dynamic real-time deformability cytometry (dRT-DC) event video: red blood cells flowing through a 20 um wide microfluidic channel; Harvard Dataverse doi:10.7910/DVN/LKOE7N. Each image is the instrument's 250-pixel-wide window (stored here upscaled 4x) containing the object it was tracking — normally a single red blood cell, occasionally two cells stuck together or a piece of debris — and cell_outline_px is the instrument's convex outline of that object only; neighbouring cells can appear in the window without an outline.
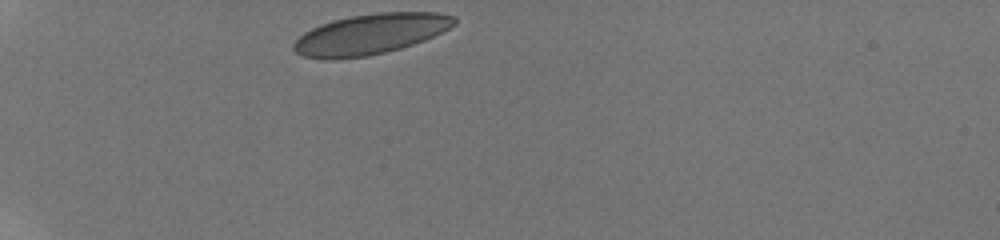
{"species": "human", "species_latin": "Homo sapiens", "temperature_condition": "room temperature", "stored_images_in_passage": 9, "camera_frame_rate_fps": 3000, "um_per_image_px": 0.085, "donor": {"sex": "male"}, "frame": {"image": 1, "passage_image": 1, "time_ms": 0.0, "image_size_px": [1000, 240], "cell_outline_px": [[456, 24], [424, 40], [400, 48], [368, 56], [332, 60], [304, 56], [296, 52], [292, 48], [292, 44], [304, 32], [320, 24], [332, 20], [352, 16], [376, 12], [436, 12], [452, 16], [456, 20]], "centroid_in_image_um": [31.44, 2.9], "position_along_channel_um": 53.6, "area_um2": 37.63}}
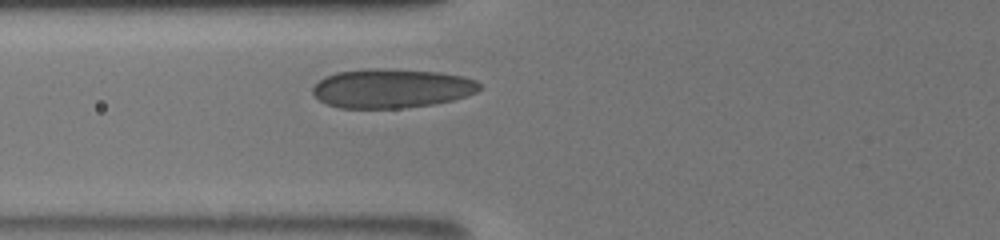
{"frame": {"image": 2, "passage_image": 4, "time_ms": 2.0, "image_size_px": [1000, 240], "cell_outline_px": [[480, 88], [476, 92], [452, 100], [432, 104], [404, 108], [340, 108], [328, 104], [320, 100], [312, 92], [312, 88], [324, 76], [336, 72], [368, 68], [384, 68], [440, 72], [464, 76], [476, 80], [480, 84]], "centroid_in_image_um": [33.28, 7.5], "position_along_channel_um": 92.5, "area_um2": 38.15}}
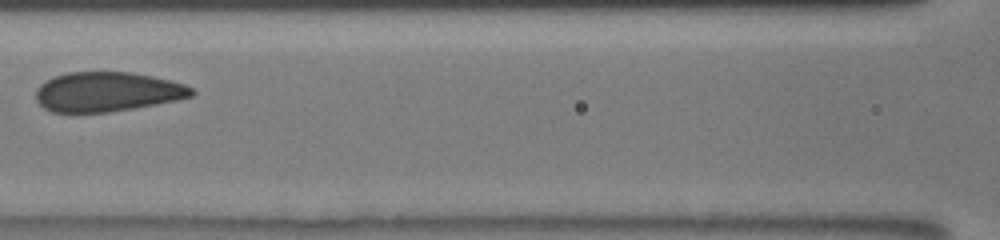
{"frame": {"image": 3, "passage_image": 7, "time_ms": 3.667, "image_size_px": [1000, 240], "cell_outline_px": [[196, 92], [192, 96], [176, 100], [156, 104], [108, 112], [52, 112], [44, 108], [36, 100], [36, 88], [44, 80], [52, 76], [68, 72], [128, 72], [152, 76], [184, 84], [192, 88]], "centroid_in_image_um": [9.07, 7.8], "position_along_channel_um": 157.5, "area_um2": 35.89}}